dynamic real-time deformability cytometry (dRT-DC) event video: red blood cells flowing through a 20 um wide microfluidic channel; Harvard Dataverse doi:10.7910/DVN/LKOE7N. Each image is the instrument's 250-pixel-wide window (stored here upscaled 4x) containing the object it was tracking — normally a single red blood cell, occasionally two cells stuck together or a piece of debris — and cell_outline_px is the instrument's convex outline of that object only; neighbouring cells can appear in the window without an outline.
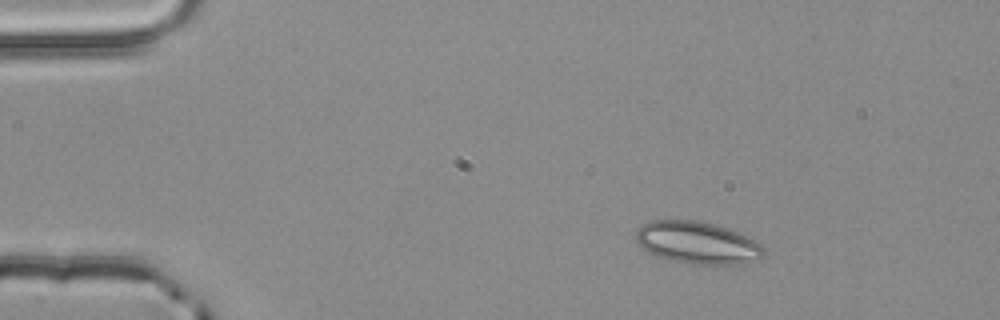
{"species": "common noctule bat (a hibernating species)", "species_latin": "Nyctalus noctula", "temperature_condition": "room temperature", "stored_images_in_passage": 3, "camera_frame_rate_fps": 3000, "um_per_image_px": 0.085, "animal": {"sex": "male", "body_mass_g": 20.4}, "frame": {"image": 1, "passage_image": 1, "time_ms": 0.0, "image_size_px": [1000, 320], "cell_outline_px": [[764, 256], [760, 260], [744, 264], [724, 268], [680, 264], [656, 256], [640, 248], [636, 240], [636, 228], [640, 224], [652, 220], [696, 220], [716, 224], [736, 232], [760, 244], [764, 248]], "centroid_in_image_um": [59.27, 20.7], "position_along_channel_um": 25.7, "area_um2": 32.89}}